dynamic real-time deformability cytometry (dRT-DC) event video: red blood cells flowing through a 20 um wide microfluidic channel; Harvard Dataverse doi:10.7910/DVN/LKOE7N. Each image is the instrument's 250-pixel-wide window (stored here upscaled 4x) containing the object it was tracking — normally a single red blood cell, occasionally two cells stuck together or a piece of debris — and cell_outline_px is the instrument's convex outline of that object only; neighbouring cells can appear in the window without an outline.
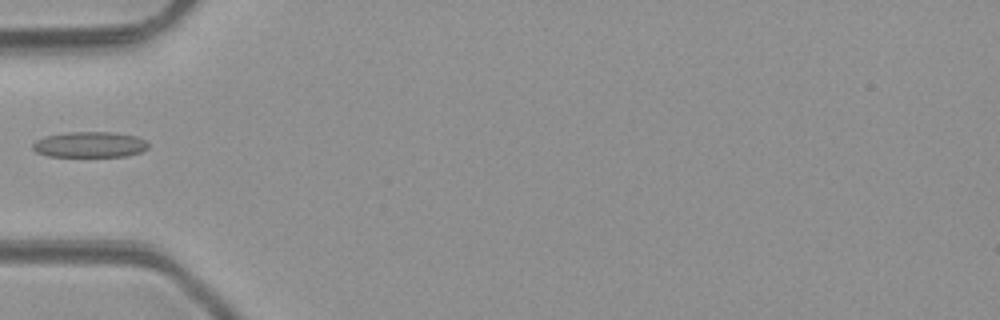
{"species": "common noctule bat (a hibernating species)", "species_latin": "Nyctalus noctula", "temperature_condition": "room temperature", "stored_images_in_passage": 5, "camera_frame_rate_fps": 3000, "um_per_image_px": 0.085, "animal": {"sex": "male", "body_mass_g": 23.1, "forearm_length_mm": 52.7}, "frame": {"image": 1, "passage_image": 5, "time_ms": 5.333, "image_size_px": [1000, 320], "cell_outline_px": [[148, 148], [140, 152], [124, 156], [48, 156], [36, 152], [32, 148], [32, 144], [36, 140], [44, 136], [64, 132], [112, 132], [136, 136], [144, 140], [148, 144]], "centroid_in_image_um": [7.59, 12.28], "position_along_channel_um": 77.4, "area_um2": 17.28}}